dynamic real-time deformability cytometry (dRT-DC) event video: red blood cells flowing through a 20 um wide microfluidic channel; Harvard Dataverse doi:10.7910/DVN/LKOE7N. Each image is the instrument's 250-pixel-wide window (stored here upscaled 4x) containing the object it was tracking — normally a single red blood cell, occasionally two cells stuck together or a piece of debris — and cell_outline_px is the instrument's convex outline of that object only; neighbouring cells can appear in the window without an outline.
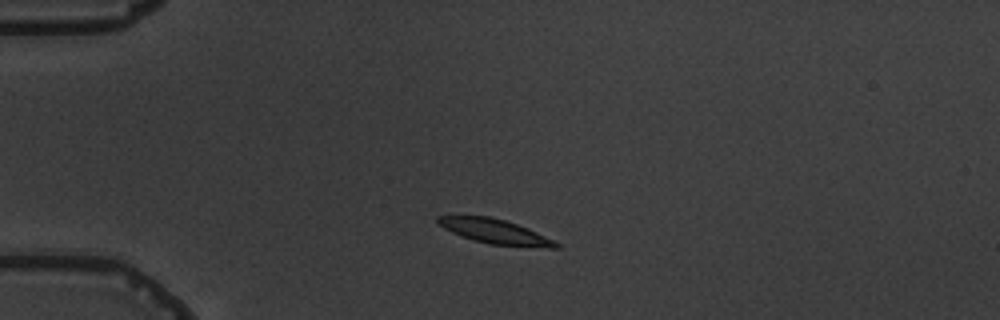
{"species": "common noctule bat (a hibernating species)", "species_latin": "Nyctalus noctula", "temperature_condition": "warm", "stored_images_in_passage": 4, "camera_frame_rate_fps": 3000, "um_per_image_px": 0.085, "animal": {"sex": "male", "body_mass_g": 19.5, "forearm_length_mm": 54.6}, "frame": {"image": 1, "passage_image": 2, "time_ms": 1.0, "image_size_px": [1000, 320], "cell_outline_px": [[560, 248], [548, 248], [488, 244], [460, 236], [444, 228], [436, 220], [436, 216], [488, 216], [504, 220], [528, 228], [560, 244]], "centroid_in_image_um": [42.08, 19.69], "position_along_channel_um": 42.9, "area_um2": 16.7}}